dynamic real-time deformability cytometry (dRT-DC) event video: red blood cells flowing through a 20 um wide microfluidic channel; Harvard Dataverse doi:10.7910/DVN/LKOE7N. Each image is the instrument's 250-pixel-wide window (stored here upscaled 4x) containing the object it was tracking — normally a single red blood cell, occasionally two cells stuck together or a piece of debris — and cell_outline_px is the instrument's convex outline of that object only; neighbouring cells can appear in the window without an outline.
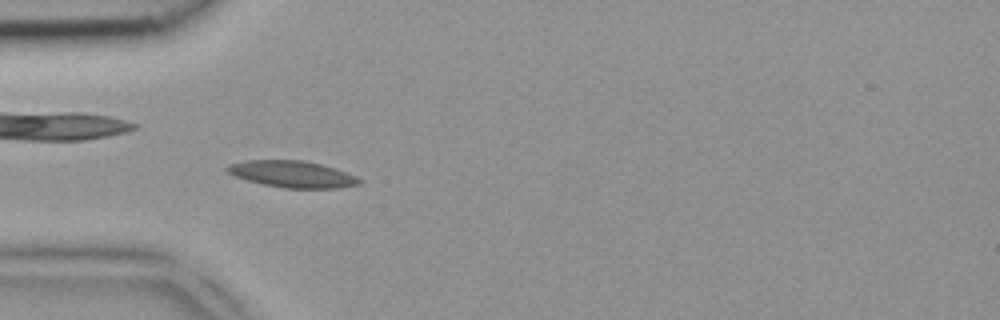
{"species": "common noctule bat (a hibernating species)", "species_latin": "Nyctalus noctula", "temperature_condition": "room temperature", "stored_images_in_passage": 5, "camera_frame_rate_fps": 3000, "um_per_image_px": 0.085, "animal": {"sex": "female", "body_mass_g": 18.4}, "frame": {"image": 1, "passage_image": 3, "time_ms": 0.667, "image_size_px": [1000, 320], "cell_outline_px": [[364, 180], [360, 184], [340, 188], [284, 188], [264, 184], [248, 180], [236, 176], [228, 172], [224, 168], [228, 164], [244, 160], [304, 160], [336, 168], [356, 176]], "centroid_in_image_um": [24.87, 14.8], "position_along_channel_um": 60.1, "area_um2": 20.58}}